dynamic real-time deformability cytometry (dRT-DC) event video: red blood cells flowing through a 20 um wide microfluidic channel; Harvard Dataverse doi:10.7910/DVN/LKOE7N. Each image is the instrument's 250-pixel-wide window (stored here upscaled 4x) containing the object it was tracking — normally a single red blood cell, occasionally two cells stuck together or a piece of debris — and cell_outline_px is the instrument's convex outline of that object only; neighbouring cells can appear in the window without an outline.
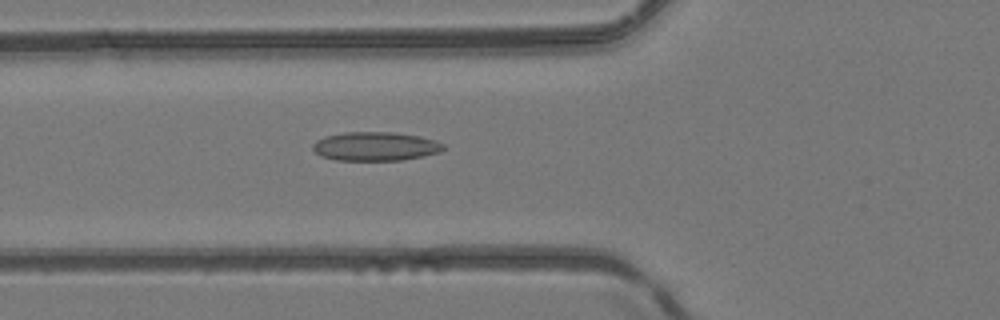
{"species": "common noctule bat (a hibernating species)", "species_latin": "Nyctalus noctula", "temperature_condition": "room temperature", "stored_images_in_passage": 34, "camera_frame_rate_fps": 3000, "um_per_image_px": 0.085, "animal": {"sex": "female", "body_mass_g": 24.6, "forearm_length_mm": 56.2}, "frame": {"image": 1, "passage_image": 3, "time_ms": 0.667, "image_size_px": [1000, 320], "cell_outline_px": [[444, 148], [440, 152], [424, 156], [400, 160], [336, 160], [320, 156], [312, 148], [312, 144], [316, 140], [324, 136], [344, 132], [392, 132], [420, 136], [436, 140], [444, 144]], "centroid_in_image_um": [31.9, 12.43], "position_along_channel_um": 93.9, "area_um2": 22.08}}
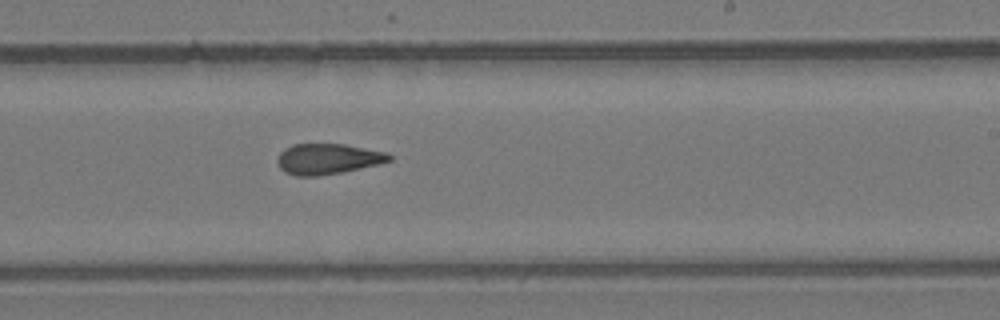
{"frame": {"image": 2, "passage_image": 15, "time_ms": 4.667, "image_size_px": [1000, 320], "cell_outline_px": [[392, 160], [360, 168], [340, 172], [316, 176], [296, 176], [284, 172], [280, 168], [276, 160], [280, 152], [284, 148], [292, 144], [344, 144], [388, 152], [392, 156]], "centroid_in_image_um": [27.83, 13.5], "position_along_channel_um": 261.2, "area_um2": 19.94}}
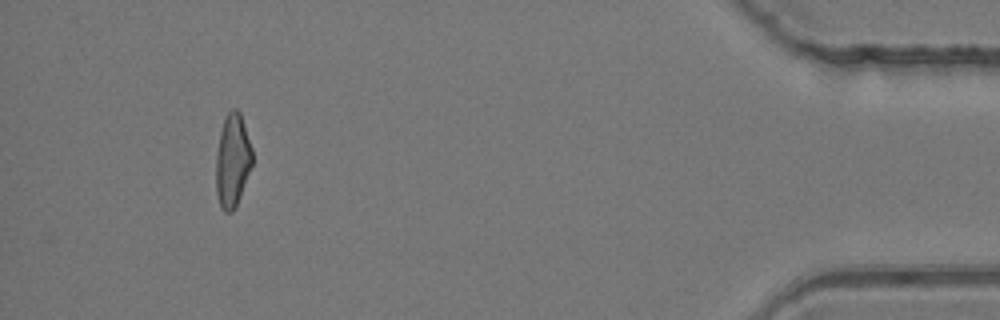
{"frame": {"image": 3, "passage_image": 31, "time_ms": 10.0, "image_size_px": [1000, 320], "cell_outline_px": [[252, 164], [240, 196], [232, 212], [224, 212], [220, 208], [216, 192], [216, 152], [220, 132], [224, 120], [228, 112], [232, 108], [236, 108], [240, 112], [252, 148]], "centroid_in_image_um": [19.75, 13.64], "position_along_channel_um": 415.5, "area_um2": 19.65}, "authors_computed_cell_mechanics": {"area_um2": 20.0855, "velocity_mm_per_s": 4.1671, "shape_relaxation_time_tau1_ms": null, "shape_relaxation_time_tau2_ms": 3.296, "deformation_change_tau1": null, "deformation_change_tau2": 0.1222}}